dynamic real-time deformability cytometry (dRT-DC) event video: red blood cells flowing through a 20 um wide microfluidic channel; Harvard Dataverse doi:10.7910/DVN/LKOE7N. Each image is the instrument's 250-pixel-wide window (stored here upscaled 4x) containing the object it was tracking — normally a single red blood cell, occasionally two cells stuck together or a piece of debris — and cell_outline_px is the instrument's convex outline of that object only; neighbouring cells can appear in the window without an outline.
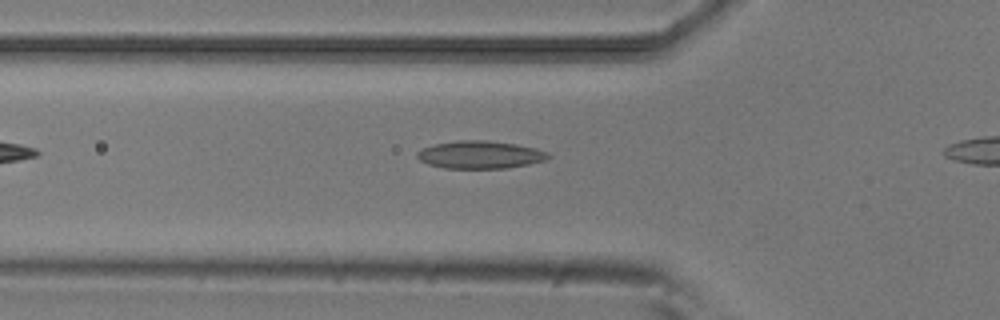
{"species": "common noctule bat (a hibernating species)", "species_latin": "Nyctalus noctula", "temperature_condition": "room temperature", "stored_images_in_passage": 5, "camera_frame_rate_fps": 3000, "um_per_image_px": 0.085, "animal": {"sex": "male", "body_mass_g": 20.5, "forearm_length_mm": 52.5}, "frame": {"image": 1, "passage_image": 3, "time_ms": 0.667, "image_size_px": [1000, 320], "cell_outline_px": [[552, 156], [548, 160], [508, 168], [444, 168], [428, 164], [420, 160], [416, 156], [416, 152], [424, 148], [436, 144], [456, 140], [488, 140], [516, 144], [536, 148], [548, 152]], "centroid_in_image_um": [40.85, 13.15], "position_along_channel_um": 84.9, "area_um2": 21.27}}